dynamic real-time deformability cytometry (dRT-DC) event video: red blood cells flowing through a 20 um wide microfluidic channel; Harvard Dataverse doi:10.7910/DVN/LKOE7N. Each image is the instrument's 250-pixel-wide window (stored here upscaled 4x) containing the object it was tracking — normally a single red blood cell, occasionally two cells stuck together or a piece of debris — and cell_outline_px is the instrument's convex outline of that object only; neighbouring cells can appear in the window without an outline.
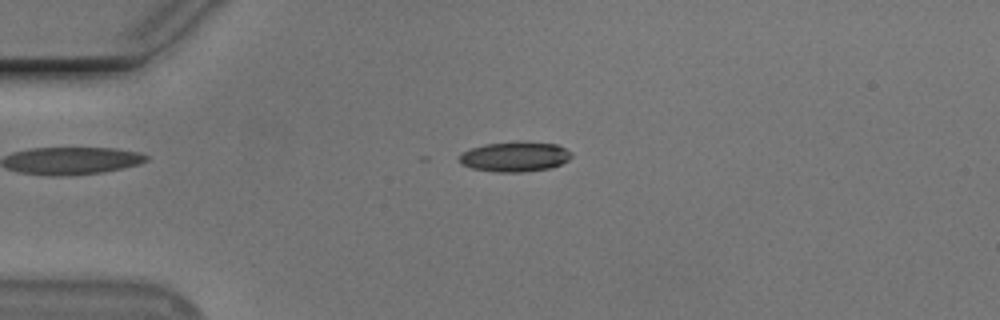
{"species": "Egyptian fruit bat (a non-hibernating species)", "species_latin": "Rousettus aegyptiacus", "temperature_condition": "cold", "stored_images_in_passage": 14, "camera_frame_rate_fps": 3000, "um_per_image_px": 0.085, "animal": {"sex": "male"}, "frame": {"image": 1, "passage_image": 14, "time_ms": 4.333, "image_size_px": [1000, 320], "cell_outline_px": [[572, 156], [568, 160], [560, 164], [548, 168], [524, 172], [496, 172], [472, 168], [460, 164], [460, 156], [464, 152], [472, 148], [484, 144], [524, 140], [556, 144], [572, 152]], "centroid_in_image_um": [43.78, 13.3], "position_along_channel_um": 41.2, "area_um2": 19.71}}